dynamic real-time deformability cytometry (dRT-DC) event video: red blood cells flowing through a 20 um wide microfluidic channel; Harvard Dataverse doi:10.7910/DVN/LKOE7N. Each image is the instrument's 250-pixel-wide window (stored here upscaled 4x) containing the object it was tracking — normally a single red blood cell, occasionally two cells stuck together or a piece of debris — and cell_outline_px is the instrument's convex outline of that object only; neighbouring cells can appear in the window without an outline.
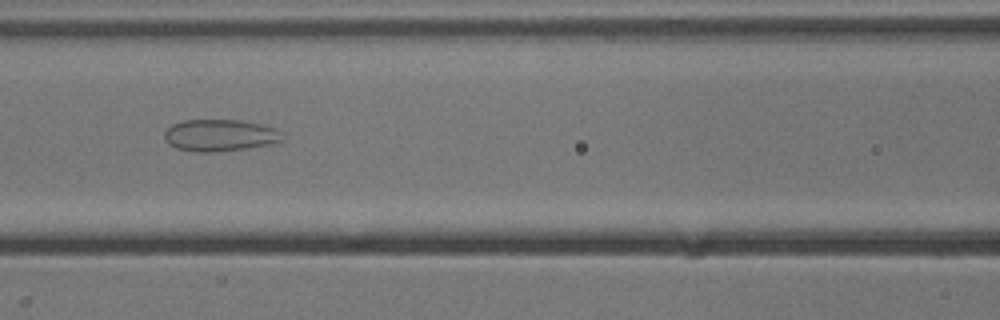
{"species": "common noctule bat (a hibernating species)", "species_latin": "Nyctalus noctula", "temperature_condition": "cold", "stored_images_in_passage": 32, "camera_frame_rate_fps": 3000, "um_per_image_px": 0.085, "animal": {"sex": "male", "body_mass_g": 13.3}, "frame": {"image": 1, "passage_image": 10, "time_ms": 3.0, "image_size_px": [1000, 320], "cell_outline_px": [[280, 140], [272, 144], [244, 148], [212, 152], [196, 152], [176, 148], [168, 144], [164, 140], [164, 132], [172, 124], [184, 120], [244, 120], [276, 128], [280, 132]], "centroid_in_image_um": [18.64, 11.49], "position_along_channel_um": 148.0, "area_um2": 21.79}}
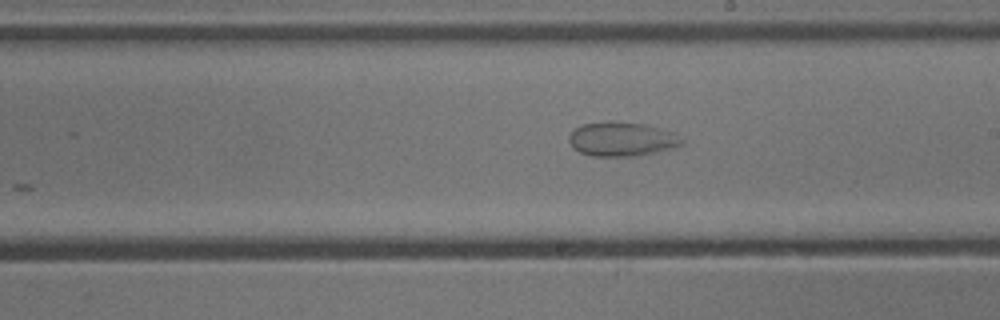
{"frame": {"image": 2, "passage_image": 17, "time_ms": 5.333, "image_size_px": [1000, 320], "cell_outline_px": [[684, 144], [652, 152], [632, 156], [592, 156], [580, 152], [572, 148], [568, 140], [568, 136], [576, 128], [584, 124], [644, 124], [676, 132], [684, 140]], "centroid_in_image_um": [52.87, 11.86], "position_along_channel_um": 236.1, "area_um2": 21.62}}
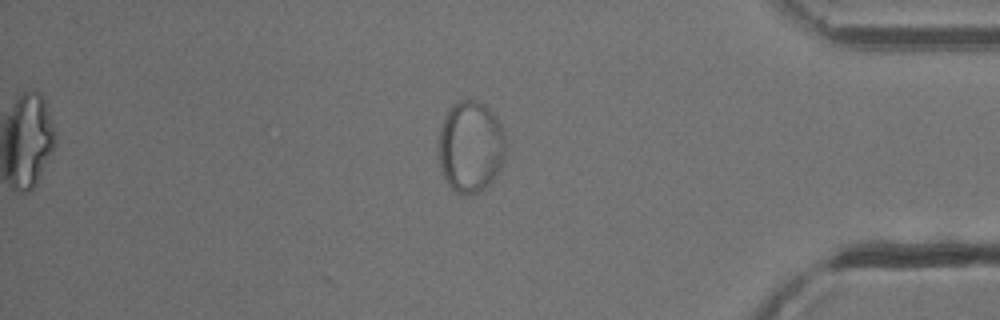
{"frame": {"image": 3, "passage_image": 32, "time_ms": 10.333, "image_size_px": [1000, 320], "cell_outline_px": [[508, 140], [504, 164], [500, 172], [484, 188], [476, 192], [456, 192], [448, 184], [444, 176], [440, 164], [440, 128], [444, 116], [460, 100], [476, 100], [484, 104], [496, 116]], "centroid_in_image_um": [40.07, 12.45], "position_along_channel_um": 395.1, "area_um2": 35.66}}